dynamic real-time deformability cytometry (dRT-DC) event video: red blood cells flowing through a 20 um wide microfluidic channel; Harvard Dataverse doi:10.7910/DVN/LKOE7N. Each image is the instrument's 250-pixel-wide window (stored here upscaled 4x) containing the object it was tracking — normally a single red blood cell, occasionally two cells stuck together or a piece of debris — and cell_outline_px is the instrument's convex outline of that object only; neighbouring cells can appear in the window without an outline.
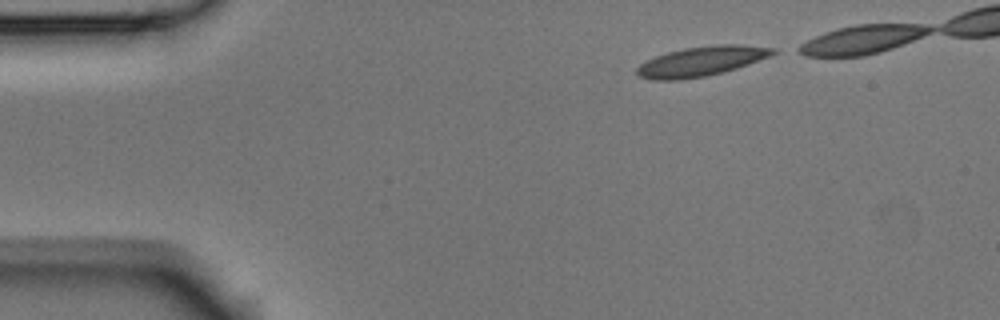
{"species": "Egyptian fruit bat (a non-hibernating species)", "species_latin": "Rousettus aegyptiacus", "temperature_condition": "room temperature", "stored_images_in_passage": 4, "camera_frame_rate_fps": 3000, "um_per_image_px": 0.085, "animal": {"sex": "male"}, "frame": {"image": 1, "passage_image": 1, "time_ms": 0.0, "image_size_px": [1000, 320], "cell_outline_px": [[780, 52], [736, 68], [704, 76], [680, 80], [652, 80], [640, 76], [636, 72], [636, 68], [640, 64], [656, 56], [668, 52], [684, 48], [716, 44], [740, 44], [776, 48]], "centroid_in_image_um": [59.63, 5.19], "position_along_channel_um": 25.4, "area_um2": 23.35}}